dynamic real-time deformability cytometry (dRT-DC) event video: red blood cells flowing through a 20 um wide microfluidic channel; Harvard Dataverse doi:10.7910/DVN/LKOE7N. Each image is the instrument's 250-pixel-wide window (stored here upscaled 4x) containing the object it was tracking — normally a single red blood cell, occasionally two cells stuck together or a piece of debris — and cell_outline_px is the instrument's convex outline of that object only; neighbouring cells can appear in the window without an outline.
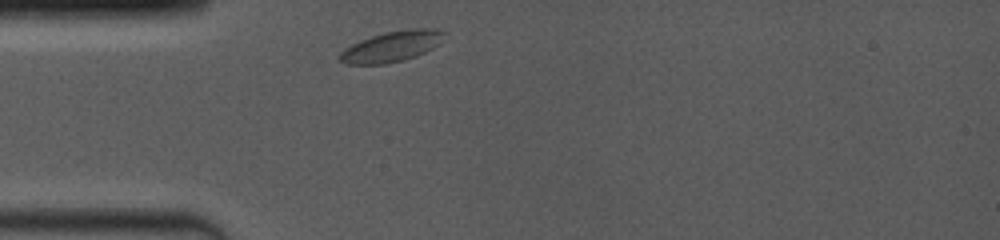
{"species": "common noctule bat (a hibernating species)", "species_latin": "Nyctalus noctula", "temperature_condition": "room temperature", "stored_images_in_passage": 1, "camera_frame_rate_fps": 4000, "um_per_image_px": 0.085, "animal": {"sex": "female", "body_mass_g": 19.0, "forearm_length_mm": 53.3}, "frame": {"image": 1, "passage_image": 1, "time_ms": 0.0, "image_size_px": [1000, 240], "cell_outline_px": [[448, 32], [440, 44], [416, 56], [404, 60], [384, 64], [344, 64], [340, 60], [340, 52], [344, 48], [360, 40], [384, 32], [408, 28], [432, 28]], "centroid_in_image_um": [33.34, 3.93], "position_along_channel_um": 51.7, "area_um2": 18.84}}